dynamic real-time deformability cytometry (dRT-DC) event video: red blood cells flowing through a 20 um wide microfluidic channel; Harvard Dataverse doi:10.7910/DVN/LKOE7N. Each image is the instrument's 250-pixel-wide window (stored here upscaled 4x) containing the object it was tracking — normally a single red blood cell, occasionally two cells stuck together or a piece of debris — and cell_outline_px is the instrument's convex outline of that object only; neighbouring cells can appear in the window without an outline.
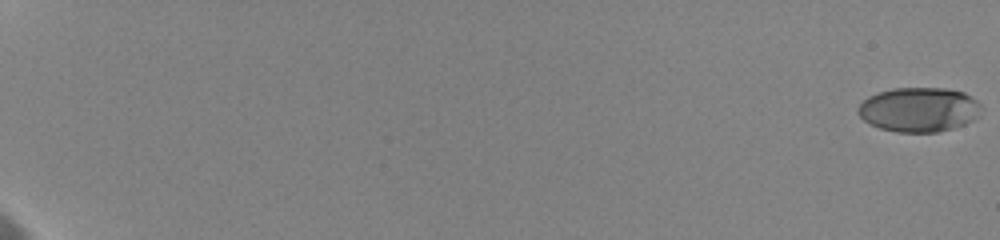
{"species": "human", "species_latin": "Homo sapiens", "temperature_condition": "cold", "stored_images_in_passage": 60, "camera_frame_rate_fps": 3000, "um_per_image_px": 0.085, "donor": {"sex": "female"}, "frame": {"image": 1, "passage_image": 1, "time_ms": 0.0, "image_size_px": [1000, 240], "cell_outline_px": [[980, 104], [976, 116], [972, 120], [964, 124], [952, 128], [936, 132], [896, 132], [880, 128], [868, 124], [856, 112], [856, 108], [868, 96], [876, 92], [892, 88], [944, 88], [964, 92], [976, 100]], "centroid_in_image_um": [78.04, 9.31], "position_along_channel_um": 7.0, "area_um2": 31.91}}
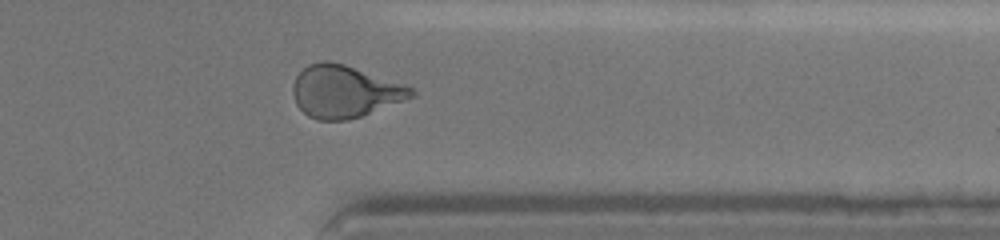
{"frame": {"image": 2, "passage_image": 53, "time_ms": 17.0, "image_size_px": [1000, 240], "cell_outline_px": [[416, 96], [360, 116], [344, 120], [316, 120], [308, 116], [296, 104], [292, 92], [292, 88], [296, 76], [308, 64], [320, 60], [328, 60], [344, 64], [412, 88], [416, 92]], "centroid_in_image_um": [29.25, 7.77], "position_along_channel_um": 382.2, "area_um2": 35.6}}
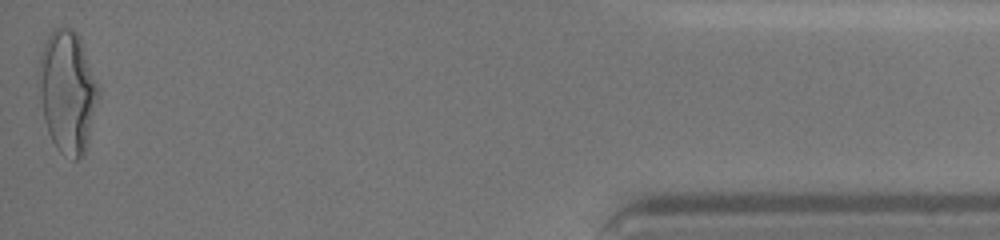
{"frame": {"image": 3, "passage_image": 60, "time_ms": 20.0, "image_size_px": [1000, 240], "cell_outline_px": [[100, 92], [88, 144], [84, 152], [76, 160], [72, 160], [60, 152], [56, 148], [48, 132], [44, 120], [36, 72], [40, 52], [52, 28], [60, 24], [72, 28], [76, 32], [80, 40], [100, 84]], "centroid_in_image_um": [5.73, 7.74], "position_along_channel_um": 429.5, "area_um2": 43.41}, "authors_computed_cell_mechanics": {"area_um2": 34.5355, "velocity_mm_per_s": 3.597, "shape_relaxation_time_tau1_ms": 3.8544, "shape_relaxation_time_tau2_ms": 1.292, "deformation_change_tau1": 0.1779, "deformation_change_tau2": 0.0673}}